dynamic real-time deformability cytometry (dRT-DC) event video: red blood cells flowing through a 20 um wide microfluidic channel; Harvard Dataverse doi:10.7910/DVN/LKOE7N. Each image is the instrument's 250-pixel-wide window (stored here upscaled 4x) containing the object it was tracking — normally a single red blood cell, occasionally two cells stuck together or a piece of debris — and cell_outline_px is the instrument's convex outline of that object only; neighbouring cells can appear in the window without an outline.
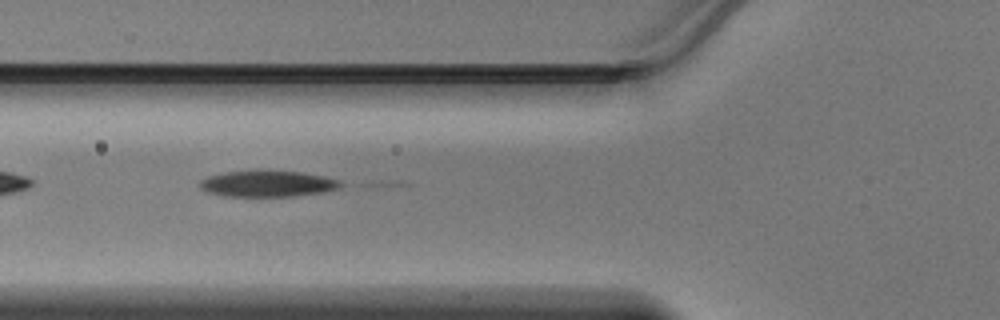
{"species": "Egyptian fruit bat (a non-hibernating species)", "species_latin": "Rousettus aegyptiacus", "temperature_condition": "warm", "stored_images_in_passage": 33, "camera_frame_rate_fps": 3000, "um_per_image_px": 0.085, "animal": {"sex": "male"}, "frame": {"image": 1, "passage_image": 4, "time_ms": 1.0, "image_size_px": [1000, 320], "cell_outline_px": [[344, 184], [340, 188], [324, 192], [292, 196], [224, 196], [208, 192], [200, 188], [200, 180], [208, 176], [228, 172], [300, 172], [320, 176], [336, 180]], "centroid_in_image_um": [22.73, 15.64], "position_along_channel_um": 103.1, "area_um2": 20.75}}
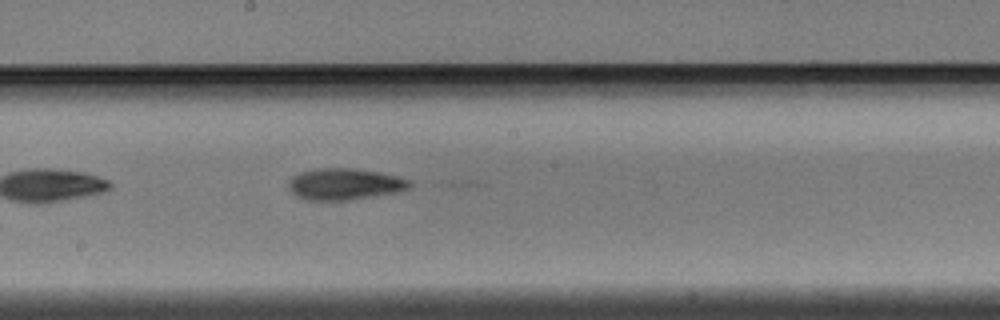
{"frame": {"image": 2, "passage_image": 12, "time_ms": 3.667, "image_size_px": [1000, 320], "cell_outline_px": [[412, 188], [400, 192], [348, 200], [308, 200], [296, 196], [288, 188], [288, 184], [292, 176], [300, 172], [316, 168], [352, 168], [380, 172], [412, 180]], "centroid_in_image_um": [29.33, 15.64], "position_along_channel_um": 218.9, "area_um2": 22.48}}
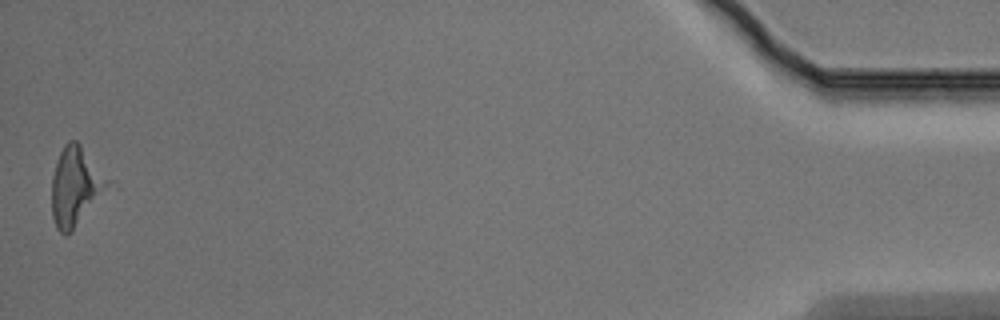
{"frame": {"image": 3, "passage_image": 33, "time_ms": 10.667, "image_size_px": [1000, 320], "cell_outline_px": [[96, 180], [92, 196], [72, 232], [64, 236], [56, 228], [52, 216], [52, 176], [60, 152], [64, 144], [68, 140], [76, 140], [80, 144]], "centroid_in_image_um": [6.04, 15.89], "position_along_channel_um": 429.2, "area_um2": 20.92}}